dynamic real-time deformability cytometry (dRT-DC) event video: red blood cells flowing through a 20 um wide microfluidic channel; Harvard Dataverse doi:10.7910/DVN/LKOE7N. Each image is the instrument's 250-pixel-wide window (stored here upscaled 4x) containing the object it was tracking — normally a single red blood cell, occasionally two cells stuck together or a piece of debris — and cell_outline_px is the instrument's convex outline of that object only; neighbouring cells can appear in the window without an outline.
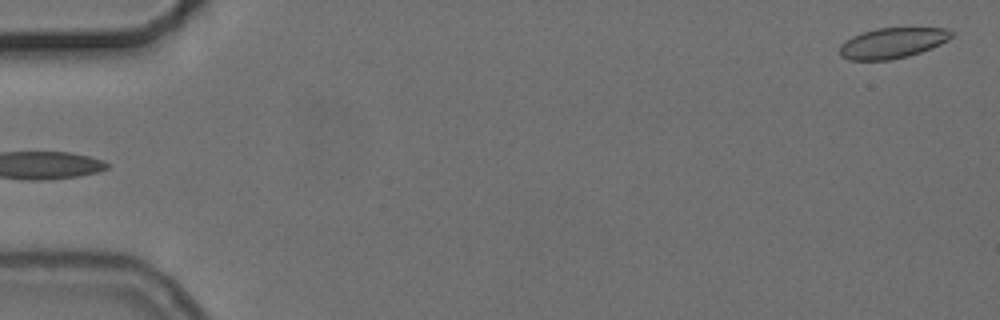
{"species": "common noctule bat (a hibernating species)", "species_latin": "Nyctalus noctula", "temperature_condition": "cold", "stored_images_in_passage": 5, "segment_of_instrument_passage": [2, 2], "camera_frame_rate_fps": 3000, "um_per_image_px": 0.085, "animal": {"sex": "female", "body_mass_g": 24.6, "forearm_length_mm": 56.2}, "frame": {"image": 1, "passage_image": 5, "time_ms": 4.667, "image_size_px": [1000, 320], "cell_outline_px": [[956, 36], [932, 48], [908, 56], [888, 60], [848, 60], [840, 56], [840, 44], [852, 36], [876, 28], [948, 28], [956, 32]], "centroid_in_image_um": [75.9, 3.65], "position_along_channel_um": 9.1, "area_um2": 20.06}}